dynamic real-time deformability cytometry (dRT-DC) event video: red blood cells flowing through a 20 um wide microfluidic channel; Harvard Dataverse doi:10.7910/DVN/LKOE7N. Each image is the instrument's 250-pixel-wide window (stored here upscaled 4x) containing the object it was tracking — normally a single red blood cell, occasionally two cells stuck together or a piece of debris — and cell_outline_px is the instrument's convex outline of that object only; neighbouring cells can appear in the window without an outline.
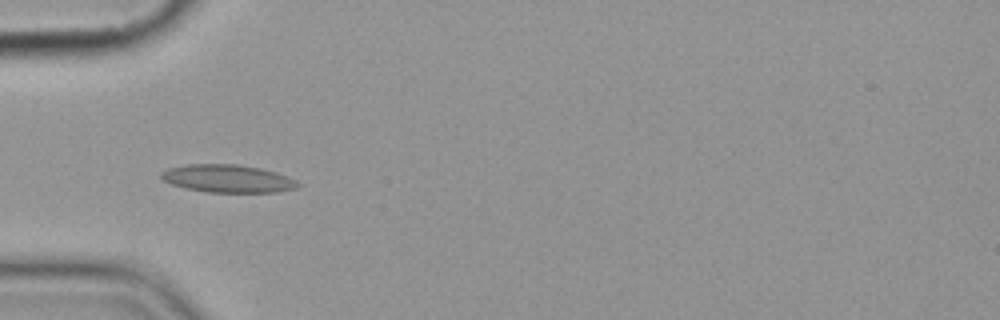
{"species": "common noctule bat (a hibernating species)", "species_latin": "Nyctalus noctula", "temperature_condition": "cold", "stored_images_in_passage": 15, "camera_frame_rate_fps": 3000, "um_per_image_px": 0.085, "animal": {"sex": "female", "body_mass_g": 19.9}, "frame": {"image": 1, "passage_image": 5, "time_ms": 5.333, "image_size_px": [1000, 320], "cell_outline_px": [[300, 184], [296, 188], [276, 192], [208, 192], [184, 188], [172, 184], [164, 180], [160, 176], [160, 172], [168, 168], [184, 164], [236, 164], [260, 168], [276, 172], [296, 180]], "centroid_in_image_um": [19.33, 15.17], "position_along_channel_um": 65.7, "area_um2": 22.14}}
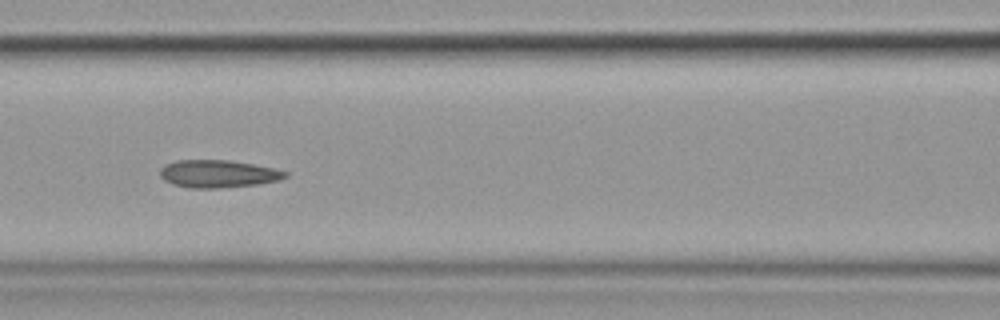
{"frame": {"image": 2, "passage_image": 7, "time_ms": 7.667, "image_size_px": [1000, 320], "cell_outline_px": [[288, 176], [280, 180], [256, 184], [220, 188], [192, 188], [172, 184], [164, 180], [160, 176], [160, 168], [164, 164], [176, 160], [228, 160], [252, 164], [272, 168], [288, 172]], "centroid_in_image_um": [18.5, 14.77], "position_along_channel_um": 148.1, "area_um2": 20.11}}
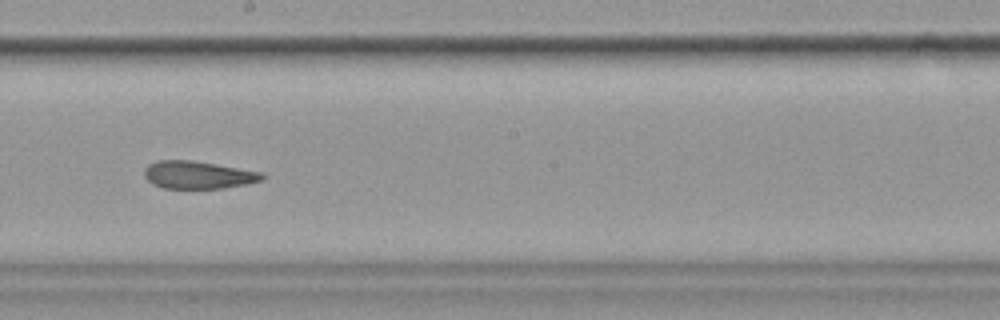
{"frame": {"image": 3, "passage_image": 9, "time_ms": 10.0, "image_size_px": [1000, 320], "cell_outline_px": [[264, 180], [224, 188], [164, 188], [152, 184], [144, 176], [144, 168], [148, 164], [156, 160], [192, 160], [264, 172]], "centroid_in_image_um": [16.83, 14.86], "position_along_channel_um": 231.4, "area_um2": 19.07}, "authors_computed_cell_mechanics": {"area_um2": 20.9236, "velocity_mm_per_s": 3.5894, "shape_relaxation_time_tau1_ms": null, "shape_relaxation_time_tau2_ms": 1.6443, "deformation_change_tau1": null, "deformation_change_tau2": 0.0726}}